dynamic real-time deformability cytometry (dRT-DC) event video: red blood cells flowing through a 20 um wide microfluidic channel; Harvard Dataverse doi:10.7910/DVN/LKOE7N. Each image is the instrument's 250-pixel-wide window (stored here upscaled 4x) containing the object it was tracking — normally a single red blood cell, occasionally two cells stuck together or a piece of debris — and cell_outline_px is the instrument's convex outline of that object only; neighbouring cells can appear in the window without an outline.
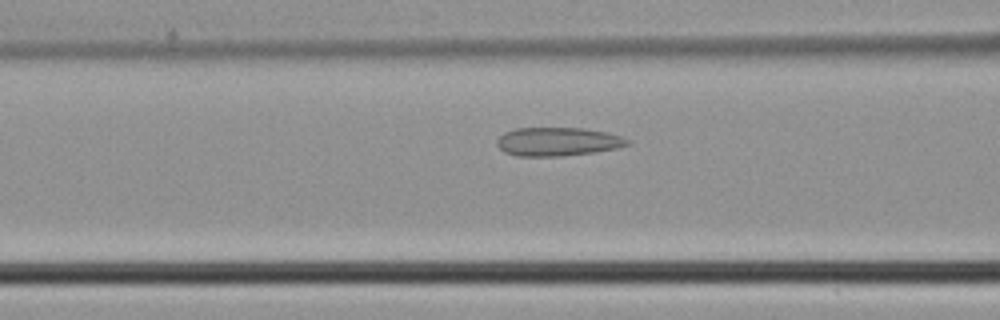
{"species": "common noctule bat (a hibernating species)", "species_latin": "Nyctalus noctula", "temperature_condition": "cold", "stored_images_in_passage": 26, "camera_frame_rate_fps": 3000, "um_per_image_px": 0.085, "animal": {"sex": "male", "body_mass_g": 21.5, "forearm_length_mm": 52.0}, "frame": {"image": 1, "passage_image": 5, "time_ms": 1.333, "image_size_px": [1000, 320], "cell_outline_px": [[632, 144], [616, 148], [596, 152], [560, 156], [516, 156], [504, 152], [496, 144], [496, 140], [504, 132], [516, 128], [584, 128], [608, 132], [632, 140]], "centroid_in_image_um": [47.43, 12.04], "position_along_channel_um": 119.2, "area_um2": 21.96}}
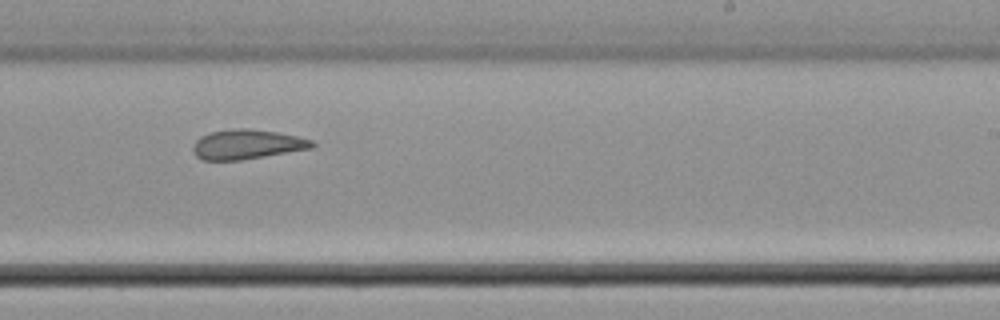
{"frame": {"image": 2, "passage_image": 15, "time_ms": 4.667, "image_size_px": [1000, 320], "cell_outline_px": [[316, 144], [312, 148], [240, 160], [200, 160], [192, 152], [192, 144], [200, 136], [208, 132], [232, 128], [248, 128], [276, 132], [296, 136], [312, 140]], "centroid_in_image_um": [20.92, 12.26], "position_along_channel_um": 268.1, "area_um2": 20.69}}
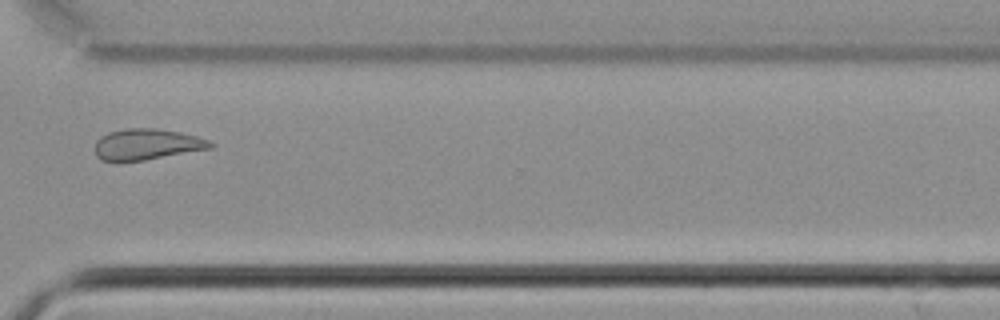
{"frame": {"image": 3, "passage_image": 21, "time_ms": 6.667, "image_size_px": [1000, 320], "cell_outline_px": [[216, 144], [212, 148], [144, 160], [120, 164], [116, 164], [100, 160], [96, 156], [96, 140], [100, 136], [108, 132], [128, 128], [156, 128], [180, 132], [196, 136], [208, 140]], "centroid_in_image_um": [12.43, 12.3], "position_along_channel_um": 358.2, "area_um2": 21.39}}